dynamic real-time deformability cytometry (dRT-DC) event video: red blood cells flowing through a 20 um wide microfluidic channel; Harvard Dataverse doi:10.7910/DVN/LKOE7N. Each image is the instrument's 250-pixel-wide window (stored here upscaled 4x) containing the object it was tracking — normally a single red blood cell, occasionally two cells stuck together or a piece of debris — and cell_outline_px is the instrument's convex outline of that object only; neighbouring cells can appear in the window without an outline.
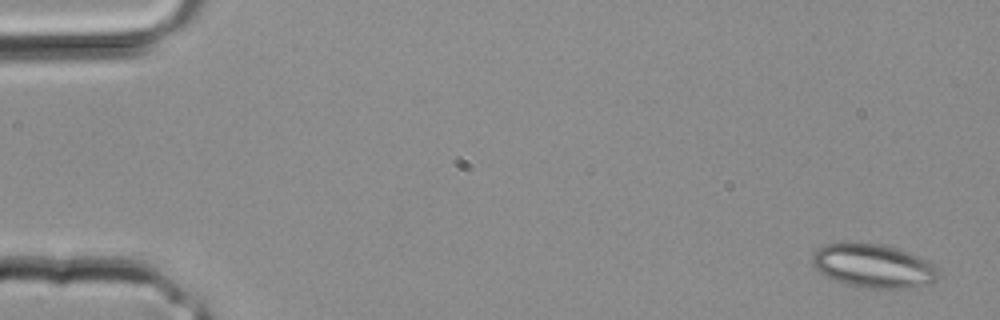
{"species": "common noctule bat (a hibernating species)", "species_latin": "Nyctalus noctula", "temperature_condition": "room temperature", "stored_images_in_passage": 4, "segment_of_instrument_passage": [1, 2], "camera_frame_rate_fps": 3000, "um_per_image_px": 0.085, "animal": {"sex": "male", "body_mass_g": 20.4}, "frame": {"image": 1, "passage_image": 1, "time_ms": 0.0, "image_size_px": [1000, 320], "cell_outline_px": [[940, 276], [932, 284], [920, 288], [876, 288], [848, 284], [836, 280], [820, 272], [812, 264], [812, 256], [824, 244], [852, 240], [880, 244], [896, 248], [908, 252], [936, 264], [940, 272]], "centroid_in_image_um": [74.31, 22.58], "position_along_channel_um": 10.7, "area_um2": 32.6}}